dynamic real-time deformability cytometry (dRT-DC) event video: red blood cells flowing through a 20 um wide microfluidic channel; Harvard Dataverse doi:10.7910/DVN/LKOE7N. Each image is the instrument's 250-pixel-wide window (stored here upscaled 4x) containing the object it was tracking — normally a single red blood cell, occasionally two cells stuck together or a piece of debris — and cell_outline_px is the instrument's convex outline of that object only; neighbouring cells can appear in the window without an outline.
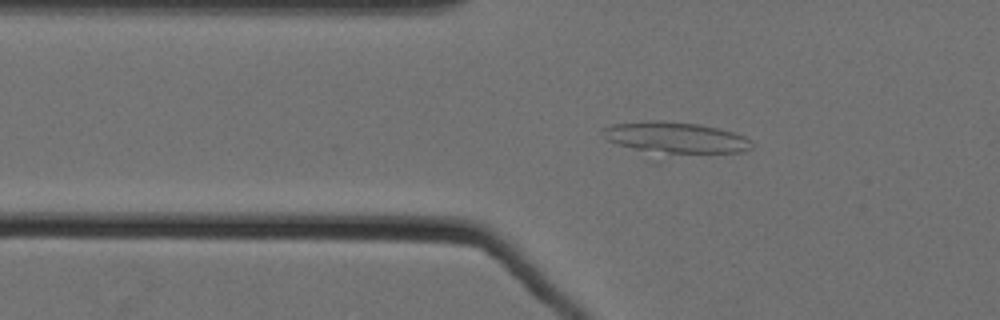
{"species": "Egyptian fruit bat (a non-hibernating species)", "species_latin": "Rousettus aegyptiacus", "temperature_condition": "cold", "stored_images_in_passage": 62, "camera_frame_rate_fps": 3000, "um_per_image_px": 0.085, "animal": {"sex": "female"}, "frame": {"image": 1, "passage_image": 24, "time_ms": 7.667, "image_size_px": [1000, 320], "cell_outline_px": [[752, 148], [744, 152], [660, 164], [656, 164], [644, 160], [608, 140], [600, 132], [600, 128], [612, 124], [644, 120], [660, 120], [700, 124], [732, 132], [744, 136], [752, 140]], "centroid_in_image_um": [57.31, 11.94], "position_along_channel_um": 68.5, "area_um2": 32.77}}
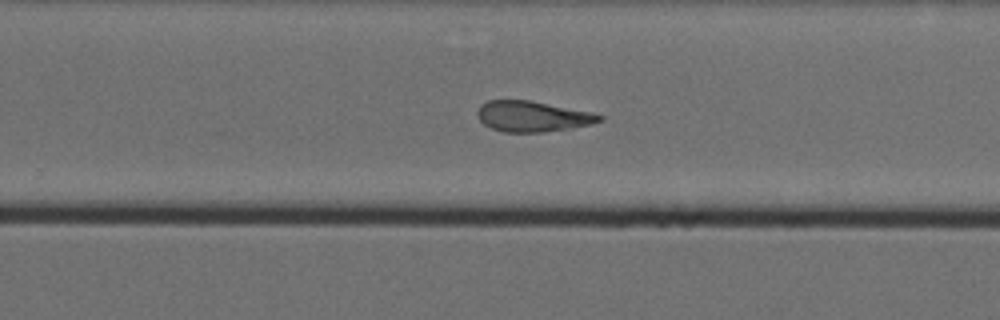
{"frame": {"image": 2, "passage_image": 43, "time_ms": 14.0, "image_size_px": [1000, 320], "cell_outline_px": [[604, 120], [592, 124], [572, 128], [544, 132], [504, 132], [492, 128], [484, 124], [476, 116], [476, 112], [480, 104], [488, 100], [528, 100], [592, 112], [604, 116]], "centroid_in_image_um": [45.26, 9.89], "position_along_channel_um": 284.5, "area_um2": 21.91}}
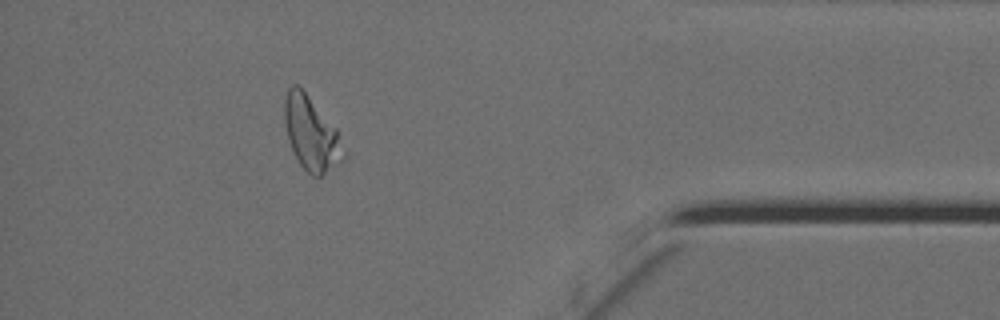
{"frame": {"image": 3, "passage_image": 56, "time_ms": 18.333, "image_size_px": [1000, 320], "cell_outline_px": [[348, 156], [340, 164], [320, 176], [312, 176], [300, 164], [288, 140], [284, 120], [284, 100], [288, 88], [292, 84], [300, 84], [336, 128], [348, 152]], "centroid_in_image_um": [26.5, 11.34], "position_along_channel_um": 408.7, "area_um2": 25.89}, "authors_computed_cell_mechanics": {"area_um2": 26.6747, "velocity_mm_per_s": 3.519, "shape_relaxation_time_tau1_ms": null, "shape_relaxation_time_tau2_ms": 6.6193, "deformation_change_tau1": null, "deformation_change_tau2": 0.1677}}